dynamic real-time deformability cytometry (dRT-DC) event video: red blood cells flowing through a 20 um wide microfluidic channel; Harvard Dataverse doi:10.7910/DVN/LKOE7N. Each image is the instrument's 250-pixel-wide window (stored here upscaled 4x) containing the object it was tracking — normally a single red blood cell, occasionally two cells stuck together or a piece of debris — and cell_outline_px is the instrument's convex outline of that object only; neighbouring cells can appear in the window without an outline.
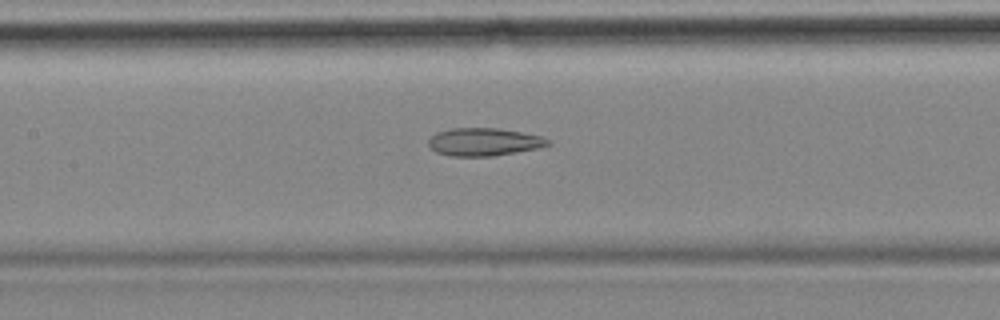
{"species": "common noctule bat (a hibernating species)", "species_latin": "Nyctalus noctula", "temperature_condition": "cold", "stored_images_in_passage": 56, "camera_frame_rate_fps": 3000, "um_per_image_px": 0.085, "animal": {"sex": "female", "body_mass_g": 18.4}, "frame": {"image": 1, "passage_image": 25, "time_ms": 8.0, "image_size_px": [1000, 320], "cell_outline_px": [[552, 144], [536, 148], [492, 156], [452, 156], [436, 152], [428, 144], [428, 140], [436, 132], [452, 128], [500, 128], [540, 136], [548, 140]], "centroid_in_image_um": [41.1, 12.05], "position_along_channel_um": 166.3, "area_um2": 19.13}, "authors_computed_cell_mechanics": {"area_um2": 22.6576, "velocity_mm_per_s": 3.5324, "shape_relaxation_time_tau1_ms": null, "shape_relaxation_time_tau2_ms": 6.1318, "deformation_change_tau1": null, "deformation_change_tau2": 0.1723}}